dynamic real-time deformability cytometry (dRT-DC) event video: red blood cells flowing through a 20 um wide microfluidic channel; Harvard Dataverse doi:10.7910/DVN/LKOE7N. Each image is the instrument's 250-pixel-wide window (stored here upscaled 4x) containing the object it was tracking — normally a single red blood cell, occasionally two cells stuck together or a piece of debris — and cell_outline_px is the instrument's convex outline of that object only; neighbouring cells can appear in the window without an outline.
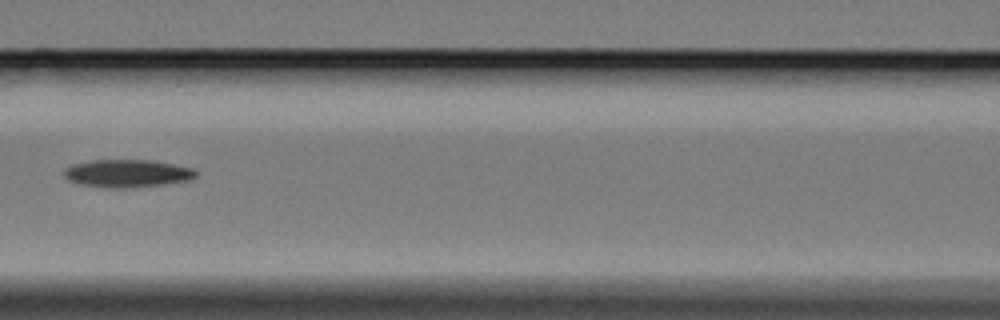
{"species": "Egyptian fruit bat (a non-hibernating species)", "species_latin": "Rousettus aegyptiacus", "temperature_condition": "cold", "stored_images_in_passage": 11, "camera_frame_rate_fps": 3000, "um_per_image_px": 0.085, "animal": {"sex": "female"}, "frame": {"image": 1, "passage_image": 7, "time_ms": 8.333, "image_size_px": [1000, 320], "cell_outline_px": [[196, 176], [188, 180], [160, 184], [124, 188], [104, 188], [80, 184], [68, 180], [64, 176], [64, 168], [72, 164], [92, 160], [152, 160], [192, 168], [196, 172]], "centroid_in_image_um": [10.74, 14.73], "position_along_channel_um": 155.9, "area_um2": 21.15}}
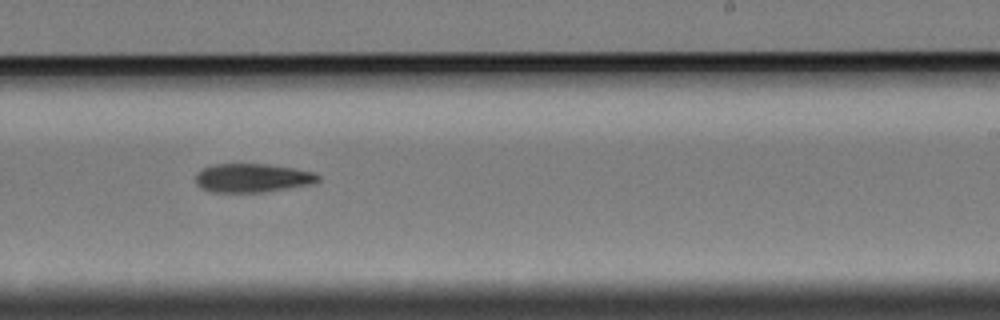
{"frame": {"image": 2, "passage_image": 10, "time_ms": 11.667, "image_size_px": [1000, 320], "cell_outline_px": [[320, 180], [316, 184], [260, 192], [212, 192], [200, 188], [196, 184], [196, 172], [212, 164], [268, 164], [296, 168], [316, 172], [320, 176]], "centroid_in_image_um": [21.49, 15.12], "position_along_channel_um": 267.5, "area_um2": 20.81}}
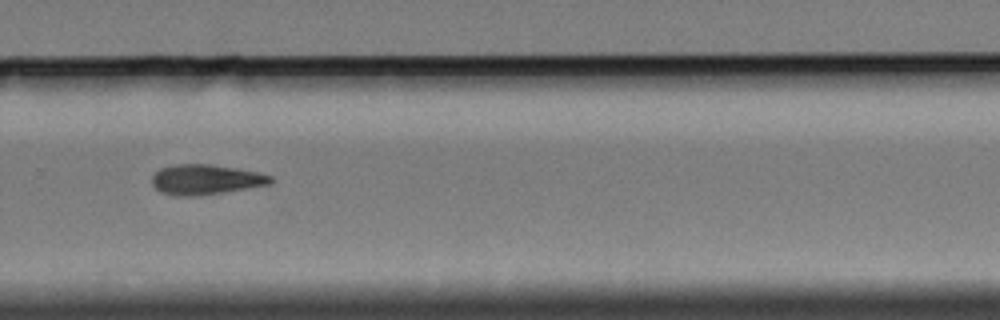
{"frame": {"image": 3, "passage_image": 11, "time_ms": 13.0, "image_size_px": [1000, 320], "cell_outline_px": [[272, 184], [224, 192], [196, 196], [172, 196], [160, 192], [152, 184], [152, 176], [160, 168], [176, 164], [208, 164], [236, 168], [256, 172], [272, 176]], "centroid_in_image_um": [17.46, 15.27], "position_along_channel_um": 312.3, "area_um2": 20.81}}